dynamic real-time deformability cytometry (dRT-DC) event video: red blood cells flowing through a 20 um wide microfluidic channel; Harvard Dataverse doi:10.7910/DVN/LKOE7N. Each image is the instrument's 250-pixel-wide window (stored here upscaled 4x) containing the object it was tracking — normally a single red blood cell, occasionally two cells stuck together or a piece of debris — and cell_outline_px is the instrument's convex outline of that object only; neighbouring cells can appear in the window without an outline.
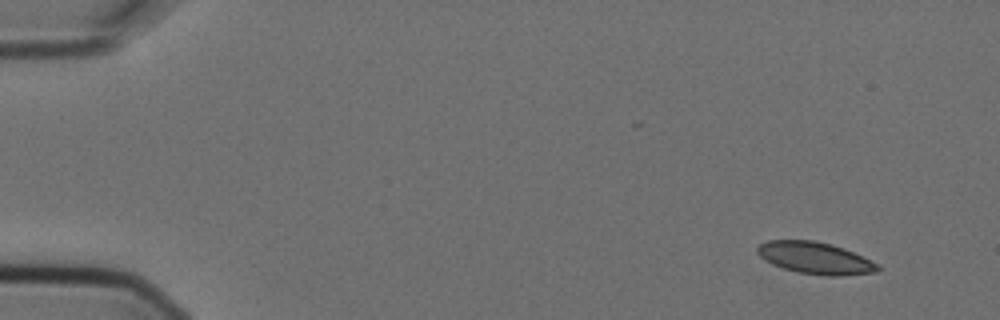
{"species": "Egyptian fruit bat (a non-hibernating species)", "species_latin": "Rousettus aegyptiacus", "temperature_condition": "cold", "stored_images_in_passage": 7, "camera_frame_rate_fps": 3000, "um_per_image_px": 0.085, "animal": {"sex": "female"}, "frame": {"image": 1, "passage_image": 1, "time_ms": 0.0, "image_size_px": [1000, 320], "cell_outline_px": [[884, 268], [876, 272], [840, 276], [824, 276], [796, 272], [772, 264], [764, 260], [756, 252], [756, 248], [760, 244], [768, 240], [812, 240], [832, 244], [844, 248]], "centroid_in_image_um": [69.26, 21.94], "position_along_channel_um": 15.7, "area_um2": 22.37}}
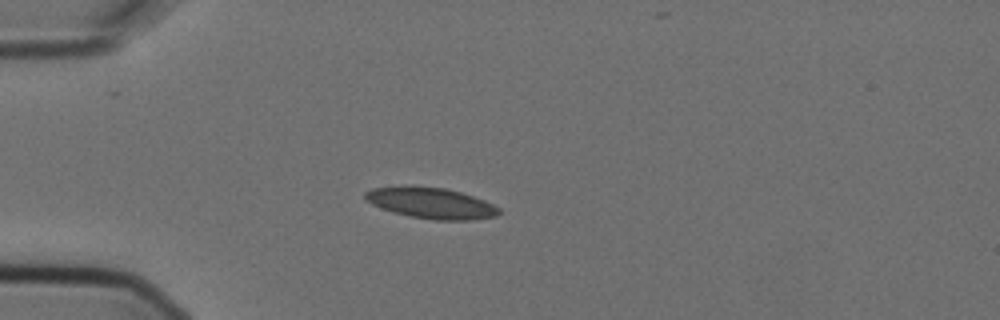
{"frame": {"image": 2, "passage_image": 4, "time_ms": 1.0, "image_size_px": [1000, 320], "cell_outline_px": [[500, 212], [496, 216], [472, 220], [432, 220], [392, 212], [380, 208], [364, 200], [364, 192], [372, 188], [444, 188], [460, 192], [484, 200], [500, 208]], "centroid_in_image_um": [36.66, 17.3], "position_along_channel_um": 48.3, "area_um2": 23.47}}
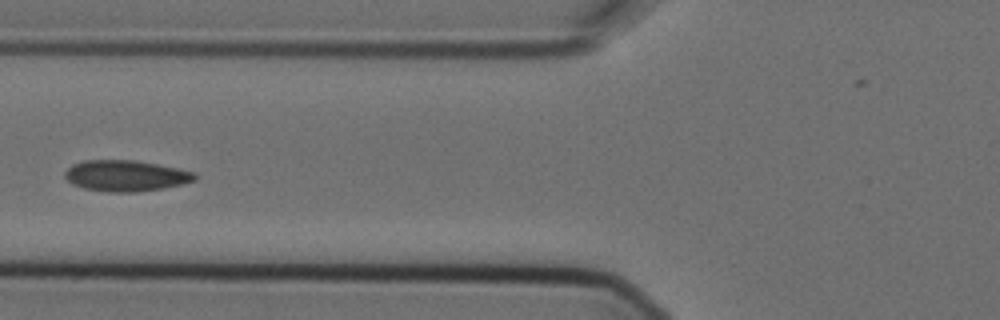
{"frame": {"image": 3, "passage_image": 6, "time_ms": 1.667, "image_size_px": [1000, 320], "cell_outline_px": [[196, 180], [164, 188], [136, 192], [108, 192], [84, 188], [72, 184], [64, 176], [64, 172], [72, 164], [84, 160], [136, 160], [196, 172]], "centroid_in_image_um": [10.67, 14.93], "position_along_channel_um": 115.1, "area_um2": 23.47}}